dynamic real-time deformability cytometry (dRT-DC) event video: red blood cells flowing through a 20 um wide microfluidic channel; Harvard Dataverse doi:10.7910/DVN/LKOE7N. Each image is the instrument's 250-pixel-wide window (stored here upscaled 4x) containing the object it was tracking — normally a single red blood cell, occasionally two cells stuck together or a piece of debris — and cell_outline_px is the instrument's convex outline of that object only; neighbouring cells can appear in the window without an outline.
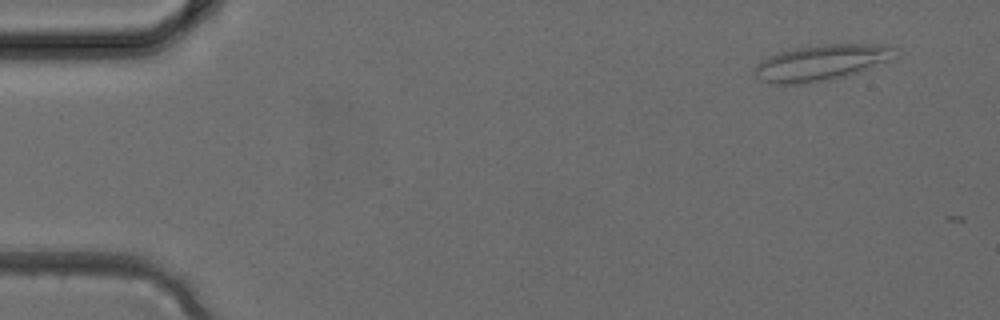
{"species": "common noctule bat (a hibernating species)", "species_latin": "Nyctalus noctula", "temperature_condition": "cold", "stored_images_in_passage": 3, "camera_frame_rate_fps": 3000, "um_per_image_px": 0.085, "animal": {"sex": "female", "body_mass_g": 24.6, "forearm_length_mm": 56.2}, "frame": {"image": 1, "passage_image": 1, "time_ms": 0.0, "image_size_px": [1000, 320], "cell_outline_px": [[892, 56], [884, 60], [856, 72], [828, 80], [792, 84], [776, 84], [760, 80], [756, 76], [756, 64], [780, 52], [800, 48], [828, 44], [868, 44], [892, 48]], "centroid_in_image_um": [69.68, 5.34], "position_along_channel_um": 15.3, "area_um2": 27.57}}